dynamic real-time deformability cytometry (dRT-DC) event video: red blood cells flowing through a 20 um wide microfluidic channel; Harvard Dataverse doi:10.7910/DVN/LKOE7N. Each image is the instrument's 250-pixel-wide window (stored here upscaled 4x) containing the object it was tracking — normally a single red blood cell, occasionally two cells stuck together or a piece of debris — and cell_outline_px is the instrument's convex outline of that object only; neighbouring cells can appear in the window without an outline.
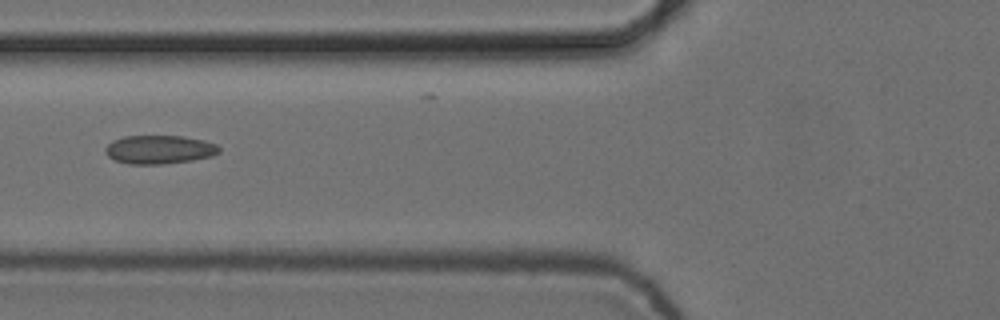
{"species": "common noctule bat (a hibernating species)", "species_latin": "Nyctalus noctula", "temperature_condition": "cold", "stored_images_in_passage": 7, "camera_frame_rate_fps": 3000, "um_per_image_px": 0.085, "animal": {"sex": "female", "body_mass_g": 24.6, "forearm_length_mm": 56.2}, "frame": {"image": 1, "passage_image": 7, "time_ms": 2.0, "image_size_px": [1000, 320], "cell_outline_px": [[220, 152], [212, 156], [192, 160], [160, 164], [128, 164], [116, 160], [108, 156], [104, 152], [104, 148], [112, 140], [124, 136], [184, 136], [204, 140], [216, 144], [220, 148]], "centroid_in_image_um": [13.53, 12.7], "position_along_channel_um": 112.3, "area_um2": 19.02}}